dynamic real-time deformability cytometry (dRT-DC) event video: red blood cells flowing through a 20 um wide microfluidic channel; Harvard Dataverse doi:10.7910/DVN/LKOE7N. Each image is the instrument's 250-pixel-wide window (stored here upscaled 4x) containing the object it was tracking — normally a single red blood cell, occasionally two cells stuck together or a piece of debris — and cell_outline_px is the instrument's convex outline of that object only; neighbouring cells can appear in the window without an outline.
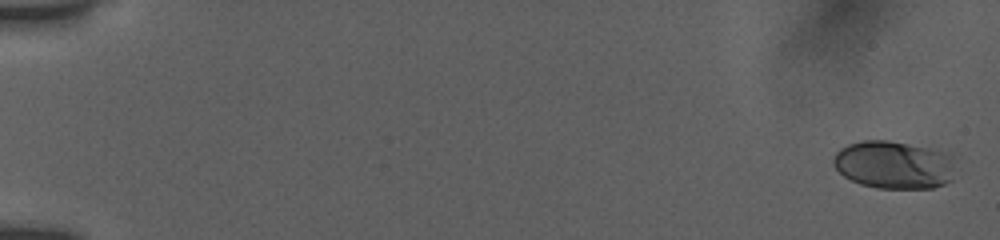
{"species": "human", "species_latin": "Homo sapiens", "temperature_condition": "room temperature", "stored_images_in_passage": 46, "camera_frame_rate_fps": 3000, "um_per_image_px": 0.085, "donor": {"sex": "female"}, "frame": {"image": 1, "passage_image": 2, "time_ms": 0.333, "image_size_px": [1000, 240], "cell_outline_px": [[952, 180], [944, 184], [932, 188], [876, 188], [860, 184], [844, 176], [836, 168], [832, 160], [836, 152], [840, 148], [848, 144], [864, 140], [888, 140], [928, 148], [952, 156]], "centroid_in_image_um": [75.93, 14.01], "position_along_channel_um": 9.1, "area_um2": 33.76}}
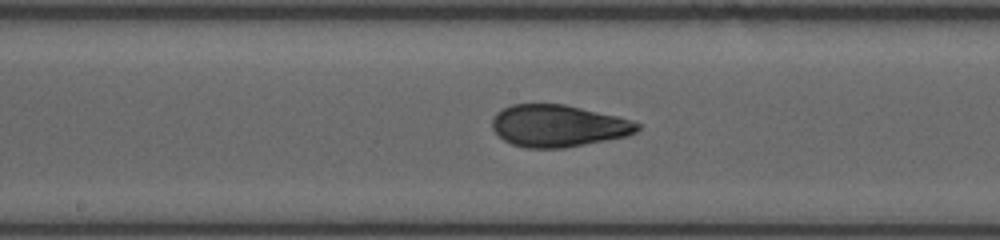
{"frame": {"image": 2, "passage_image": 26, "time_ms": 10.0, "image_size_px": [1000, 240], "cell_outline_px": [[640, 128], [636, 132], [628, 136], [564, 148], [524, 148], [512, 144], [504, 140], [492, 128], [492, 116], [496, 112], [512, 104], [564, 104], [616, 116], [632, 120], [640, 124]], "centroid_in_image_um": [47.44, 10.7], "position_along_channel_um": 200.8, "area_um2": 35.55}}
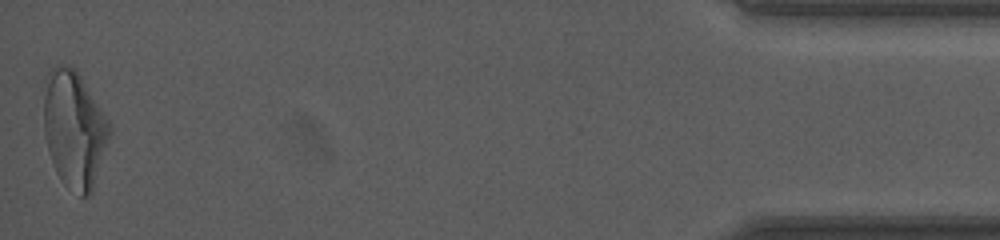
{"frame": {"image": 3, "passage_image": 46, "time_ms": 18.0, "image_size_px": [1000, 240], "cell_outline_px": [[112, 132], [92, 192], [88, 196], [80, 196], [64, 184], [60, 180], [56, 172], [48, 148], [44, 132], [44, 96], [48, 72], [56, 64], [64, 64], [76, 68], [108, 120], [112, 128]], "centroid_in_image_um": [6.33, 10.99], "position_along_channel_um": 428.9, "area_um2": 44.85}, "authors_computed_cell_mechanics": {"area_um2": 35.547, "velocity_mm_per_s": 3.878, "shape_relaxation_time_tau1_ms": 5.1428, "shape_relaxation_time_tau2_ms": 1.0599, "deformation_change_tau1": 0.1564, "deformation_change_tau2": 0.0624}}